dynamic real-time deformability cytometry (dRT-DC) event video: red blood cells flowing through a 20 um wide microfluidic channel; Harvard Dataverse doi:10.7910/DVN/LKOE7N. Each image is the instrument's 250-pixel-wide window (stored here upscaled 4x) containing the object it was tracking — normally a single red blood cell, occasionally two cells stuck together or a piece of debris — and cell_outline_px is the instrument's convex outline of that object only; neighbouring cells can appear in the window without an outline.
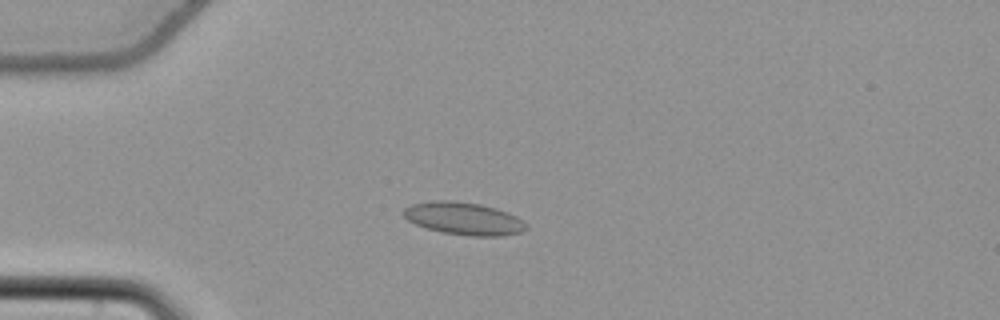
{"species": "common noctule bat (a hibernating species)", "species_latin": "Nyctalus noctula", "temperature_condition": "cold", "stored_images_in_passage": 56, "camera_frame_rate_fps": 3000, "um_per_image_px": 0.085, "animal": {"sex": "female", "body_mass_g": 22.7, "forearm_length_mm": 54.2}, "frame": {"image": 1, "passage_image": 16, "time_ms": 5.0, "image_size_px": [1000, 320], "cell_outline_px": [[528, 228], [520, 232], [500, 236], [472, 236], [444, 232], [428, 228], [416, 224], [408, 220], [400, 212], [404, 208], [412, 204], [432, 200], [452, 200], [480, 204], [496, 208], [508, 212], [516, 216], [528, 224]], "centroid_in_image_um": [39.42, 18.56], "position_along_channel_um": 45.6, "area_um2": 23.29}}
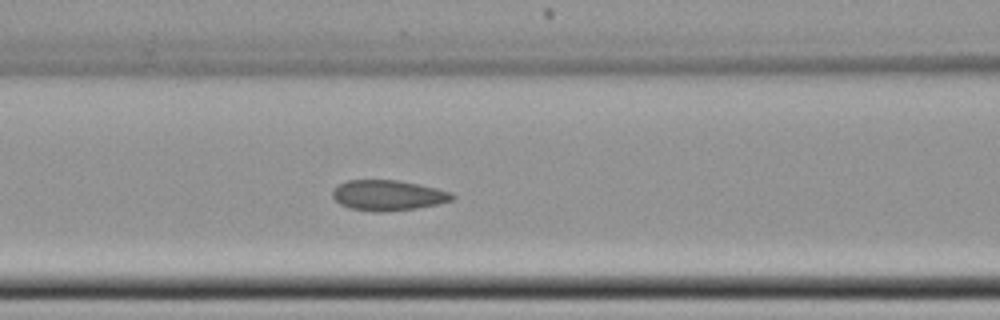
{"frame": {"image": 2, "passage_image": 25, "time_ms": 8.0, "image_size_px": [1000, 320], "cell_outline_px": [[456, 196], [452, 200], [440, 204], [416, 208], [380, 212], [376, 212], [352, 208], [340, 204], [332, 196], [332, 192], [340, 184], [348, 180], [396, 180], [436, 188], [452, 192]], "centroid_in_image_um": [33.02, 16.6], "position_along_channel_um": 133.6, "area_um2": 20.98}}
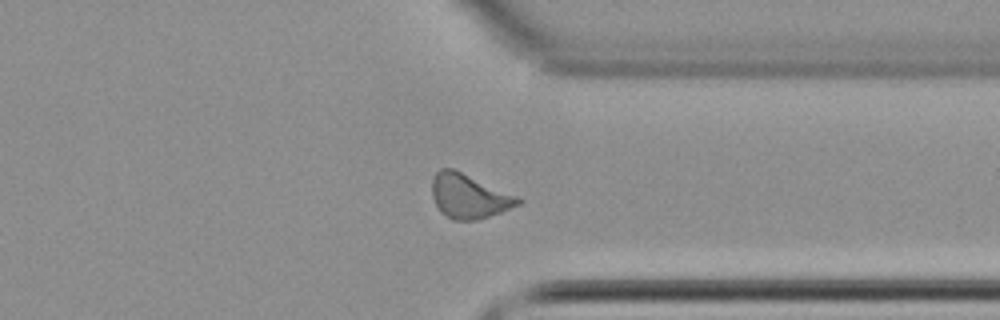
{"frame": {"image": 3, "passage_image": 44, "time_ms": 14.333, "image_size_px": [1000, 320], "cell_outline_px": [[524, 200], [520, 204], [500, 212], [476, 220], [452, 220], [440, 212], [432, 196], [432, 180], [436, 172], [440, 168], [452, 168], [520, 196]], "centroid_in_image_um": [39.88, 16.67], "position_along_channel_um": 371.5, "area_um2": 22.31}, "authors_computed_cell_mechanics": {"area_um2": 21.1548, "velocity_mm_per_s": 3.7675, "shape_relaxation_time_tau1_ms": null, "shape_relaxation_time_tau2_ms": 2.0192, "deformation_change_tau1": null, "deformation_change_tau2": 0.0586}}